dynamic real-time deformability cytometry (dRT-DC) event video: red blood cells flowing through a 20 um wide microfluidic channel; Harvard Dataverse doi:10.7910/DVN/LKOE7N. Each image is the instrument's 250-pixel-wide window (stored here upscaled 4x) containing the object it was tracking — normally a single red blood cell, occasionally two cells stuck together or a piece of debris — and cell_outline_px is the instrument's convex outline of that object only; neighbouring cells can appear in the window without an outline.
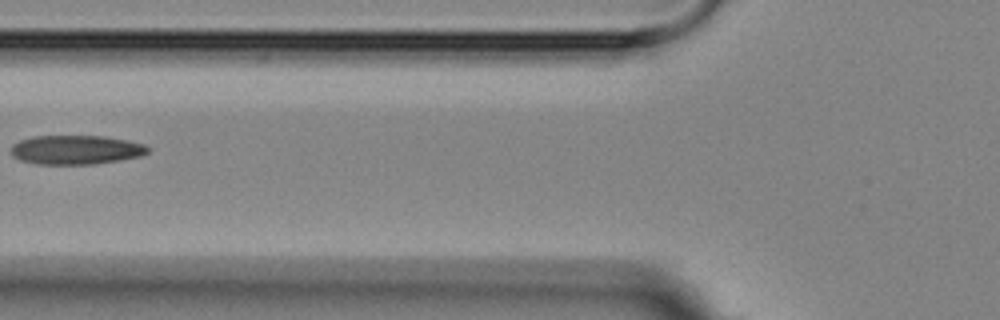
{"species": "Egyptian fruit bat (a non-hibernating species)", "species_latin": "Rousettus aegyptiacus", "temperature_condition": "room temperature", "stored_images_in_passage": 3, "camera_frame_rate_fps": 3000, "um_per_image_px": 0.085, "animal": {"sex": "female"}, "frame": {"image": 1, "passage_image": 2, "time_ms": 1.333, "image_size_px": [1000, 320], "cell_outline_px": [[148, 152], [140, 156], [120, 160], [92, 164], [36, 164], [20, 160], [12, 156], [12, 144], [20, 140], [32, 136], [104, 136], [128, 140], [144, 144], [148, 148]], "centroid_in_image_um": [6.44, 12.73], "position_along_channel_um": 119.4, "area_um2": 23.24}}
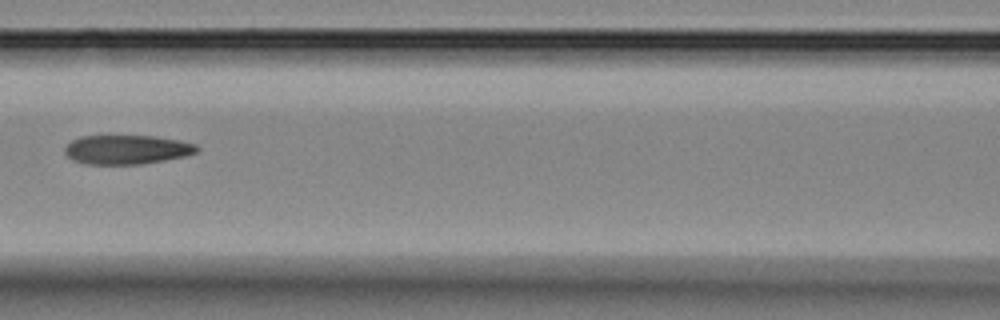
{"frame": {"image": 2, "passage_image": 3, "time_ms": 2.333, "image_size_px": [1000, 320], "cell_outline_px": [[200, 148], [196, 152], [184, 156], [164, 160], [140, 164], [84, 164], [72, 160], [64, 152], [64, 148], [72, 140], [80, 136], [156, 136], [180, 140], [196, 144]], "centroid_in_image_um": [10.77, 12.71], "position_along_channel_um": 155.8, "area_um2": 22.48}}